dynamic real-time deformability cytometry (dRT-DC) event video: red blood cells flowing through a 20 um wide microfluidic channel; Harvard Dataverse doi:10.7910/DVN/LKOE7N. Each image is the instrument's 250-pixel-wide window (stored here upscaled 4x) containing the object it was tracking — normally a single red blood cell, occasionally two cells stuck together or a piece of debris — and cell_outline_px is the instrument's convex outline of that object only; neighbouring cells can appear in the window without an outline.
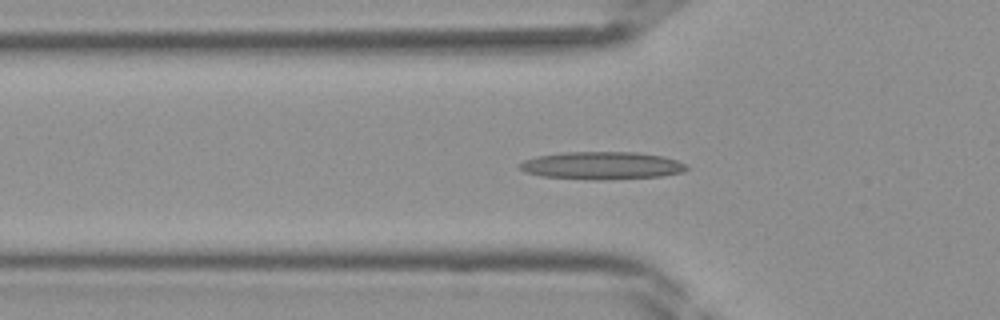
{"species": "Egyptian fruit bat (a non-hibernating species)", "species_latin": "Rousettus aegyptiacus", "temperature_condition": "room temperature", "stored_images_in_passage": 42, "camera_frame_rate_fps": 3000, "um_per_image_px": 0.085, "frame": {"image": 1, "passage_image": 14, "time_ms": 4.333, "image_size_px": [1000, 320], "cell_outline_px": [[688, 168], [684, 172], [660, 176], [596, 180], [592, 180], [540, 176], [524, 172], [520, 168], [520, 164], [524, 160], [536, 156], [560, 152], [636, 152], [664, 156], [676, 160], [684, 164]], "centroid_in_image_um": [51.13, 14.07], "position_along_channel_um": 74.7, "area_um2": 26.93}}
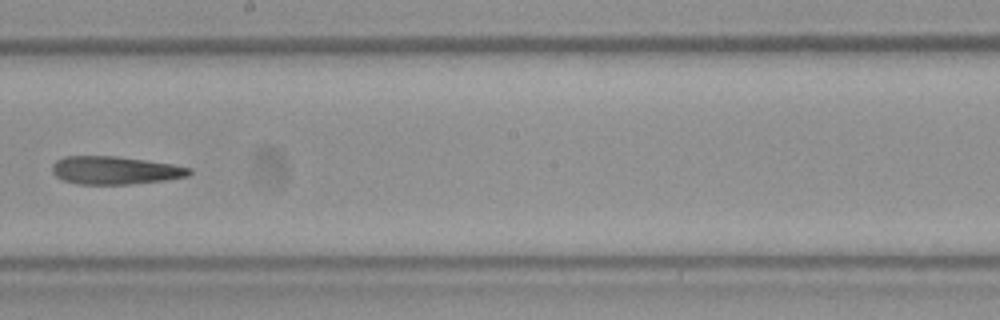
{"frame": {"image": 2, "passage_image": 24, "time_ms": 7.667, "image_size_px": [1000, 320], "cell_outline_px": [[192, 172], [188, 176], [164, 180], [128, 184], [76, 184], [64, 180], [56, 176], [52, 172], [52, 164], [56, 160], [64, 156], [116, 156], [172, 164], [192, 168]], "centroid_in_image_um": [9.76, 14.47], "position_along_channel_um": 238.4, "area_um2": 22.31}}
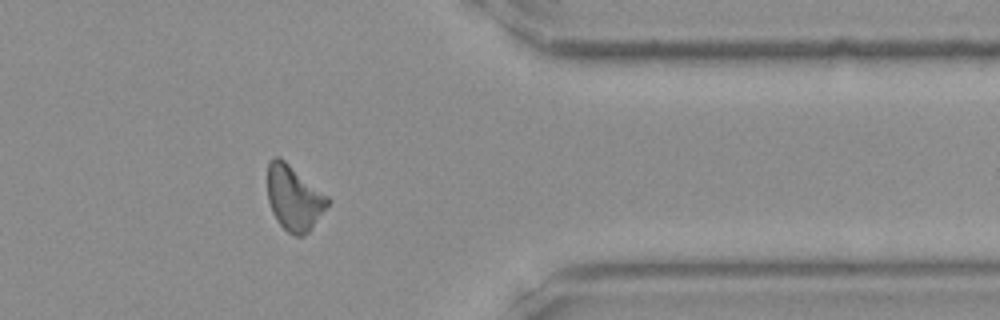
{"frame": {"image": 3, "passage_image": 34, "time_ms": 11.0, "image_size_px": [1000, 320], "cell_outline_px": [[332, 200], [312, 228], [304, 236], [296, 236], [288, 232], [276, 220], [272, 212], [268, 200], [268, 164], [272, 156], [280, 156], [328, 196]], "centroid_in_image_um": [24.99, 16.82], "position_along_channel_um": 386.4, "area_um2": 22.89}}